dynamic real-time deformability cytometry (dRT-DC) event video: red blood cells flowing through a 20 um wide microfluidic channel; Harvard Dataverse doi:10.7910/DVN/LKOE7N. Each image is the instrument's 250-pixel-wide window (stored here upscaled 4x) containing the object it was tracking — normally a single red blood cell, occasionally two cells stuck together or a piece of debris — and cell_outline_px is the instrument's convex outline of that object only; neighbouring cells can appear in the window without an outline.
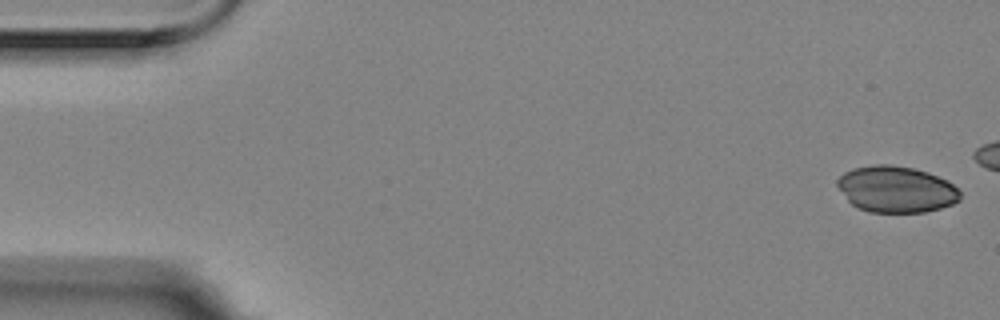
{"species": "Egyptian fruit bat (a non-hibernating species)", "species_latin": "Rousettus aegyptiacus", "temperature_condition": "room temperature", "stored_images_in_passage": 5, "camera_frame_rate_fps": 3000, "um_per_image_px": 0.085, "animal": {"sex": "female"}, "frame": {"image": 1, "passage_image": 1, "time_ms": 0.0, "image_size_px": [1000, 320], "cell_outline_px": [[960, 200], [952, 204], [940, 208], [924, 212], [868, 212], [852, 204], [848, 200], [836, 184], [836, 180], [844, 172], [852, 168], [872, 164], [892, 164], [912, 168], [928, 172], [948, 180], [960, 192]], "centroid_in_image_um": [76.17, 16.07], "position_along_channel_um": 8.8, "area_um2": 33.23}}